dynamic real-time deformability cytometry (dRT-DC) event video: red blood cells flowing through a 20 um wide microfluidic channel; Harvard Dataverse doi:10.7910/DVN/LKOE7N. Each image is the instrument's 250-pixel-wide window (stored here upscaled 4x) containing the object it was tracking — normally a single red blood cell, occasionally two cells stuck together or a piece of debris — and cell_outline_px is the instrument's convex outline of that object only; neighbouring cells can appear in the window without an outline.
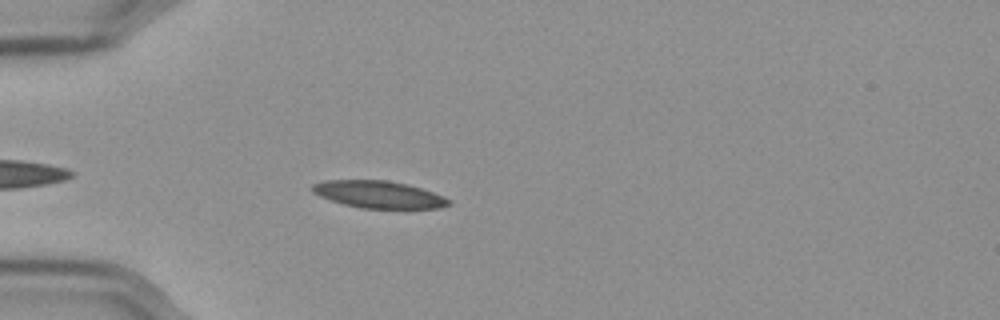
{"species": "Egyptian fruit bat (a non-hibernating species)", "species_latin": "Rousettus aegyptiacus", "temperature_condition": "cold", "stored_images_in_passage": 46, "camera_frame_rate_fps": 3000, "um_per_image_px": 0.085, "frame": {"image": 1, "passage_image": 6, "time_ms": 1.667, "image_size_px": [1000, 320], "cell_outline_px": [[452, 204], [436, 208], [360, 208], [344, 204], [320, 196], [312, 192], [312, 184], [324, 180], [388, 180], [408, 184], [444, 196], [452, 200]], "centroid_in_image_um": [32.2, 16.52], "position_along_channel_um": 52.8, "area_um2": 21.56}}
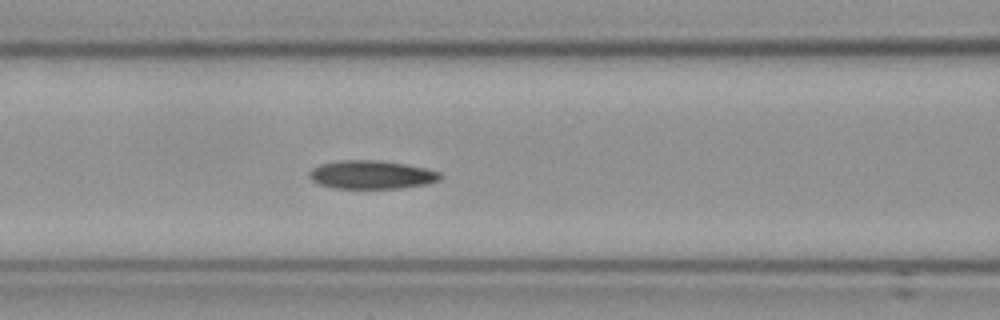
{"frame": {"image": 2, "passage_image": 14, "time_ms": 4.333, "image_size_px": [1000, 320], "cell_outline_px": [[440, 180], [424, 184], [400, 188], [332, 188], [320, 184], [312, 180], [308, 176], [308, 172], [312, 168], [320, 164], [340, 160], [376, 160], [404, 164], [424, 168], [440, 172]], "centroid_in_image_um": [31.52, 14.85], "position_along_channel_um": 135.1, "area_um2": 21.5}}
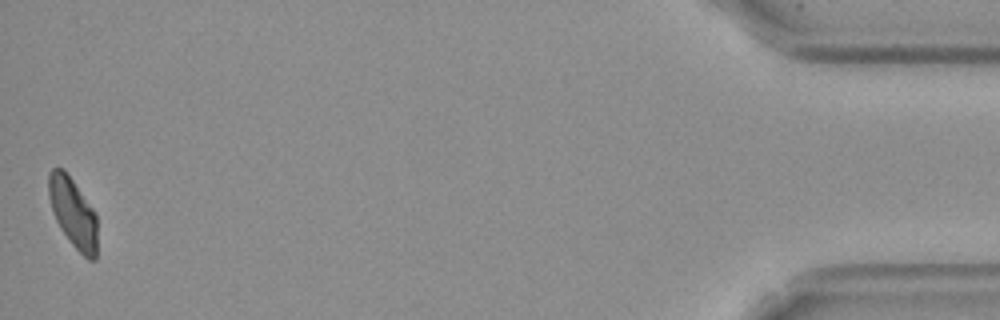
{"frame": {"image": 3, "passage_image": 46, "time_ms": 15.0, "image_size_px": [1000, 320], "cell_outline_px": [[96, 260], [88, 260], [72, 244], [60, 228], [52, 212], [48, 196], [48, 172], [52, 168], [64, 168], [96, 212]], "centroid_in_image_um": [6.19, 18.05], "position_along_channel_um": 429.0, "area_um2": 19.83}, "authors_computed_cell_mechanics": {"area_um2": 21.4149, "velocity_mm_per_s": 3.5626, "shape_relaxation_time_tau1_ms": null, "shape_relaxation_time_tau2_ms": 3.8091, "deformation_change_tau1": null, "deformation_change_tau2": 0.0784}}